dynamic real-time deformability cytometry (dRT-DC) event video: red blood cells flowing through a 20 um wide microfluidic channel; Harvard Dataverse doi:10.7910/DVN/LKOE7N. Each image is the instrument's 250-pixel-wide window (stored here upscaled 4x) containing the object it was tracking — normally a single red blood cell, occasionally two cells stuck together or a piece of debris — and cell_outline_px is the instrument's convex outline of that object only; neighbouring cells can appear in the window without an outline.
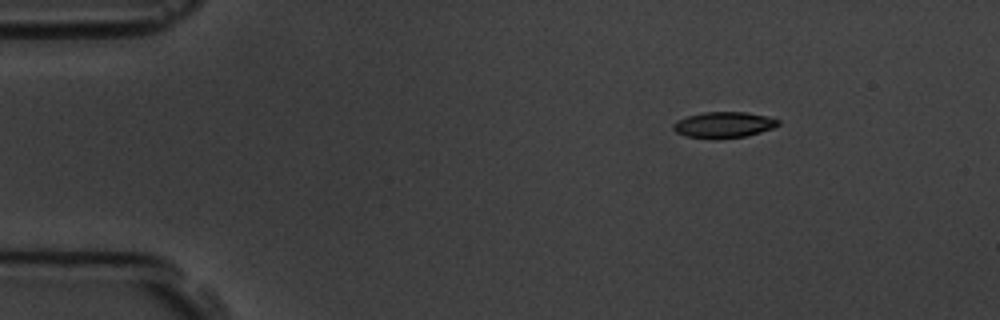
{"species": "common noctule bat (a hibernating species)", "species_latin": "Nyctalus noctula", "temperature_condition": "room temperature", "stored_images_in_passage": 9, "camera_frame_rate_fps": 3000, "um_per_image_px": 0.085, "animal": {"sex": "male", "body_mass_g": 19.5, "forearm_length_mm": 54.6}, "frame": {"image": 1, "passage_image": 1, "time_ms": 0.0, "image_size_px": [1000, 320], "cell_outline_px": [[780, 124], [772, 128], [748, 136], [716, 140], [684, 136], [676, 132], [672, 128], [672, 124], [676, 120], [688, 116], [704, 112], [744, 112], [764, 116], [780, 120]], "centroid_in_image_um": [61.47, 10.63], "position_along_channel_um": 23.5, "area_um2": 16.07}}
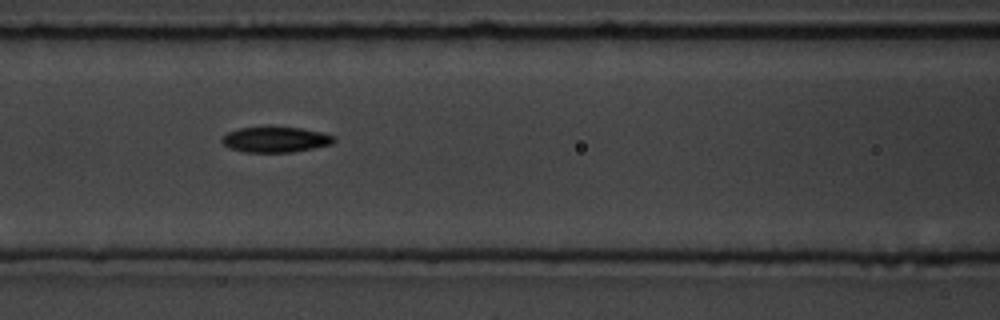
{"frame": {"image": 2, "passage_image": 6, "time_ms": 5.333, "image_size_px": [1000, 320], "cell_outline_px": [[336, 140], [332, 144], [292, 152], [244, 152], [228, 148], [220, 140], [220, 136], [228, 132], [240, 128], [268, 124], [300, 128], [320, 132], [336, 136]], "centroid_in_image_um": [23.37, 11.82], "position_along_channel_um": 143.2, "area_um2": 17.34}}
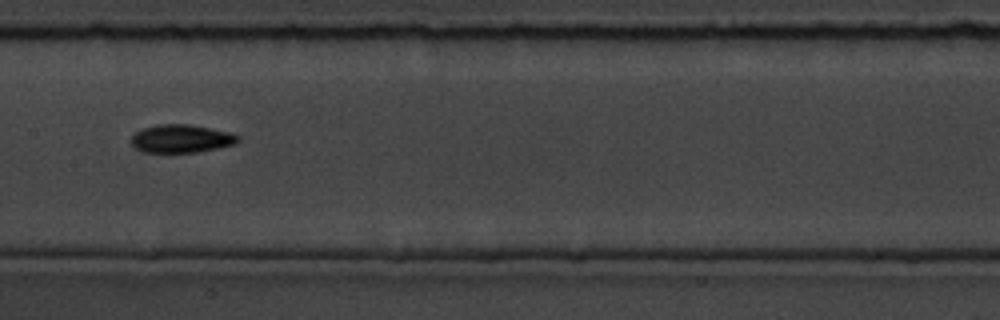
{"frame": {"image": 3, "passage_image": 7, "time_ms": 6.667, "image_size_px": [1000, 320], "cell_outline_px": [[240, 140], [236, 144], [220, 148], [196, 152], [144, 152], [136, 148], [132, 144], [132, 136], [136, 132], [144, 128], [156, 124], [188, 124], [232, 132], [240, 136]], "centroid_in_image_um": [15.47, 11.78], "position_along_channel_um": 191.9, "area_um2": 17.57}}